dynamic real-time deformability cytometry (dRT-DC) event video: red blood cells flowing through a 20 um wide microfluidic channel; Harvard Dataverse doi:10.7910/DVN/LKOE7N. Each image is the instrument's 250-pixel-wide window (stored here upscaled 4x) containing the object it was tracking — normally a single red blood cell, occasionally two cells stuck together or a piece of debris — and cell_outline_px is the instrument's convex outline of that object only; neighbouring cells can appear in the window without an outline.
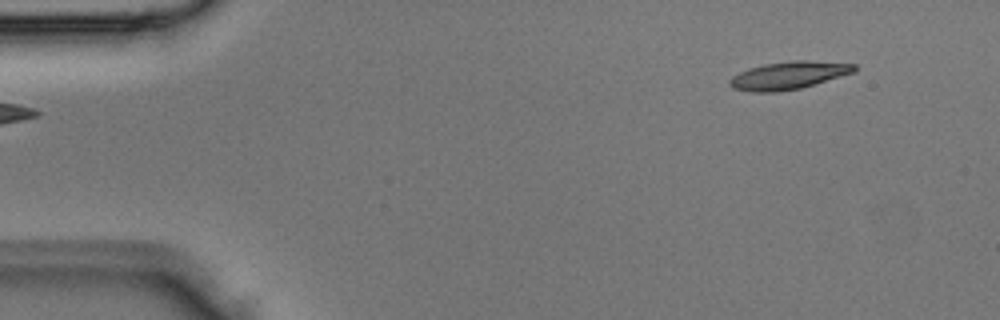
{"species": "Egyptian fruit bat (a non-hibernating species)", "species_latin": "Rousettus aegyptiacus", "temperature_condition": "room temperature", "stored_images_in_passage": 3, "camera_frame_rate_fps": 3000, "um_per_image_px": 0.085, "animal": {"sex": "male"}, "frame": {"image": 1, "passage_image": 1, "time_ms": 0.0, "image_size_px": [1000, 320], "cell_outline_px": [[856, 72], [800, 88], [776, 92], [752, 92], [732, 88], [728, 84], [728, 80], [732, 76], [748, 68], [764, 64], [796, 60], [808, 60], [856, 64]], "centroid_in_image_um": [67.01, 6.41], "position_along_channel_um": 18.0, "area_um2": 20.17}}